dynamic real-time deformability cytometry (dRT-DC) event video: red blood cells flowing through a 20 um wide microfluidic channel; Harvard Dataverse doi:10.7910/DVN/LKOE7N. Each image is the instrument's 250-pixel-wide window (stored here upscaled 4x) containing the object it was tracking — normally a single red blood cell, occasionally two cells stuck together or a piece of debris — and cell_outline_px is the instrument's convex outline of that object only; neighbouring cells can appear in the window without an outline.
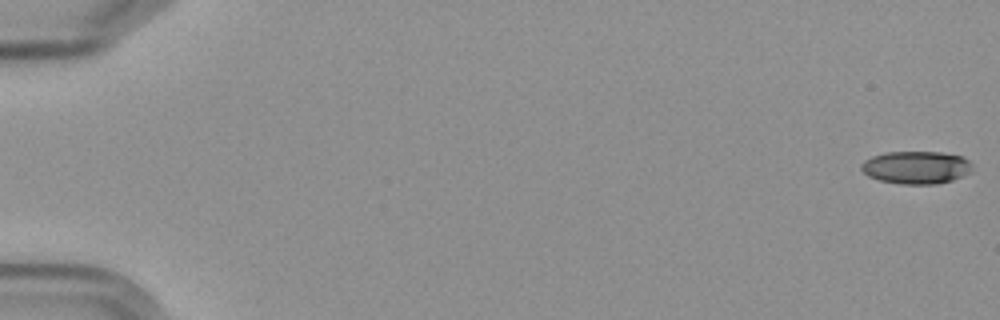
{"species": "Egyptian fruit bat (a non-hibernating species)", "species_latin": "Rousettus aegyptiacus", "temperature_condition": "cold", "stored_images_in_passage": 7, "camera_frame_rate_fps": 3000, "um_per_image_px": 0.085, "frame": {"image": 1, "passage_image": 1, "time_ms": 0.0, "image_size_px": [1000, 320], "cell_outline_px": [[972, 164], [968, 172], [952, 180], [936, 184], [900, 184], [880, 180], [868, 176], [860, 168], [860, 164], [864, 160], [872, 156], [884, 152], [940, 152], [964, 156]], "centroid_in_image_um": [77.84, 14.22], "position_along_channel_um": 7.2, "area_um2": 21.15}}